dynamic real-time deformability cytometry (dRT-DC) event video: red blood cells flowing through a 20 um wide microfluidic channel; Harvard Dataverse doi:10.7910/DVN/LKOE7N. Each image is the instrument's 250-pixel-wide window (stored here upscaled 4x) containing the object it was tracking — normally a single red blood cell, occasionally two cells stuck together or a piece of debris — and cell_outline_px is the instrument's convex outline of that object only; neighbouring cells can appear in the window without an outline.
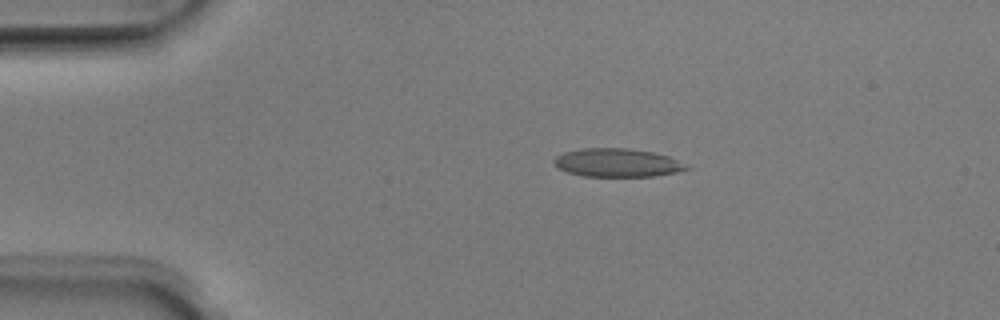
{"species": "Egyptian fruit bat (a non-hibernating species)", "species_latin": "Rousettus aegyptiacus", "temperature_condition": "room temperature", "stored_images_in_passage": 5, "camera_frame_rate_fps": 3000, "um_per_image_px": 0.085, "animal": {"sex": "male"}, "frame": {"image": 1, "passage_image": 3, "time_ms": 0.667, "image_size_px": [1000, 320], "cell_outline_px": [[692, 168], [676, 172], [652, 176], [584, 176], [568, 172], [560, 168], [552, 160], [556, 156], [564, 152], [584, 148], [628, 148], [652, 152], [668, 156]], "centroid_in_image_um": [52.46, 13.82], "position_along_channel_um": 32.5, "area_um2": 21.62}}